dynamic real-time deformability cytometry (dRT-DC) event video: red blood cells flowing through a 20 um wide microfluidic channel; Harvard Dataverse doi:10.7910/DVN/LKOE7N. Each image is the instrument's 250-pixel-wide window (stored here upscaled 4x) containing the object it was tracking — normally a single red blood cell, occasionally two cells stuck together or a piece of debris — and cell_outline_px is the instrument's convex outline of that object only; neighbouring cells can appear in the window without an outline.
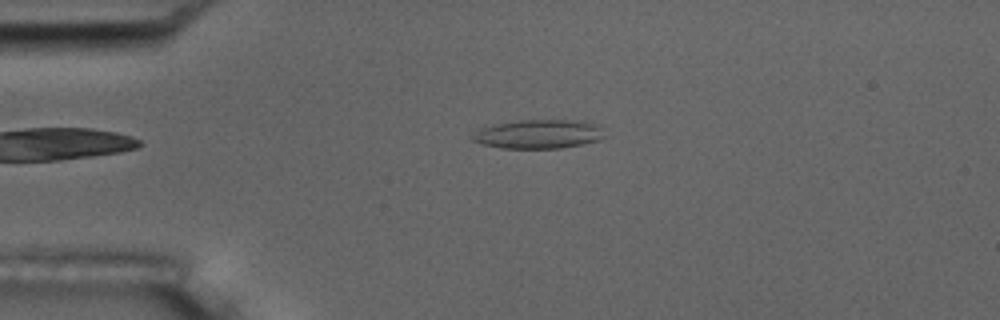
{"species": "common noctule bat (a hibernating species)", "species_latin": "Nyctalus noctula", "temperature_condition": "room temperature", "stored_images_in_passage": 2, "camera_frame_rate_fps": 3000, "um_per_image_px": 0.085, "animal": {"sex": "male", "body_mass_g": 17.5, "forearm_length_mm": 52.3}, "frame": {"image": 1, "passage_image": 2, "time_ms": 1.333, "image_size_px": [1000, 320], "cell_outline_px": [[604, 136], [600, 140], [560, 148], [500, 148], [484, 144], [472, 140], [472, 136], [480, 128], [496, 124], [520, 120], [584, 120], [600, 124]], "centroid_in_image_um": [45.83, 11.38], "position_along_channel_um": 39.2, "area_um2": 22.25}}